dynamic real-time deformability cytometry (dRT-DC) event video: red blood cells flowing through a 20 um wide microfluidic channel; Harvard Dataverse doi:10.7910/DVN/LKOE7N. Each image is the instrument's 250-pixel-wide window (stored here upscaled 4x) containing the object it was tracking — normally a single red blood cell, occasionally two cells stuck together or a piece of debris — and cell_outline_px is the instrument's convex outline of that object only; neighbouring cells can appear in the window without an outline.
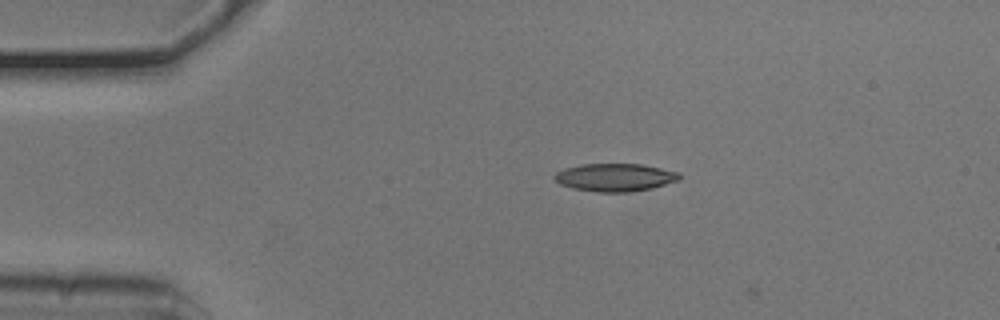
{"species": "common noctule bat (a hibernating species)", "species_latin": "Nyctalus noctula", "temperature_condition": "cold", "stored_images_in_passage": 2, "camera_frame_rate_fps": 3000, "um_per_image_px": 0.085, "animal": {"sex": "male", "body_mass_g": 20.5, "forearm_length_mm": 52.5}, "frame": {"image": 1, "passage_image": 1, "time_ms": 0.0, "image_size_px": [1000, 320], "cell_outline_px": [[680, 180], [652, 188], [628, 192], [596, 192], [572, 188], [560, 184], [552, 176], [556, 172], [564, 168], [580, 164], [644, 164], [680, 172]], "centroid_in_image_um": [52.28, 15.07], "position_along_channel_um": 32.7, "area_um2": 20.46}}